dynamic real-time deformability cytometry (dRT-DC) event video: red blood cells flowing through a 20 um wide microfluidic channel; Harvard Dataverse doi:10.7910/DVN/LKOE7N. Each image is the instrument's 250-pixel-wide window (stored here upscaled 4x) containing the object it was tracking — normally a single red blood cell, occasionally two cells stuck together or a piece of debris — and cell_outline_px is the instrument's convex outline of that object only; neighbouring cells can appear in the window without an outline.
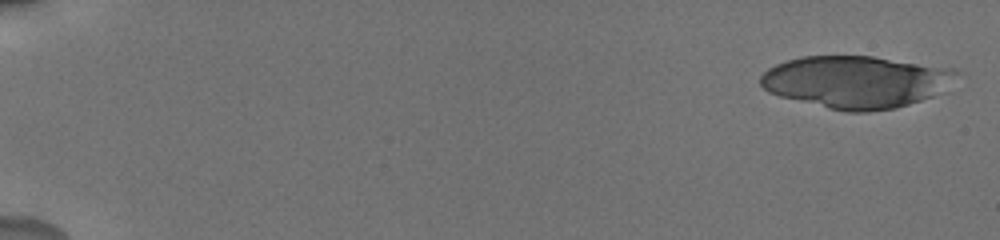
{"species": "human", "species_latin": "Homo sapiens", "temperature_condition": "cold", "stored_images_in_passage": 33, "camera_frame_rate_fps": 3000, "um_per_image_px": 0.085, "donor": {"sex": "male"}, "frame": {"image": 1, "passage_image": 1, "time_ms": 0.0, "image_size_px": [1000, 240], "cell_outline_px": [[960, 72], [948, 92], [896, 108], [868, 112], [848, 112], [828, 108], [780, 96], [768, 92], [760, 84], [760, 76], [768, 68], [776, 64], [800, 56], [872, 56], [956, 68]], "centroid_in_image_um": [72.86, 6.96], "position_along_channel_um": 12.1, "area_um2": 60.46}}